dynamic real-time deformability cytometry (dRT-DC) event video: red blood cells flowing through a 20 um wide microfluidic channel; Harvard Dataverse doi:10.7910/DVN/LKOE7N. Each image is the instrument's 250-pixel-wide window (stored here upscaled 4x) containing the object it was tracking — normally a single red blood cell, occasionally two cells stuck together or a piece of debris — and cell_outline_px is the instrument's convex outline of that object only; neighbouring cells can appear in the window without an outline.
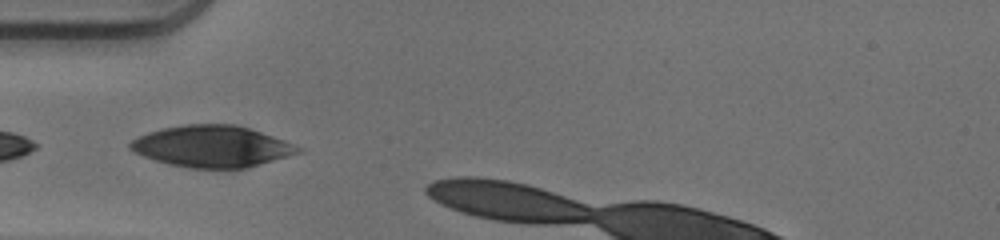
{"species": "human", "species_latin": "Homo sapiens", "temperature_condition": "warm", "stored_images_in_passage": 3, "camera_frame_rate_fps": 3000, "um_per_image_px": 0.085, "donor": {"sex": "male"}, "frame": {"image": 1, "passage_image": 1, "time_ms": 0.0, "image_size_px": [1000, 240], "cell_outline_px": [[304, 152], [260, 164], [244, 168], [188, 168], [168, 164], [144, 156], [128, 148], [128, 144], [132, 140], [148, 132], [160, 128], [184, 124], [236, 124], [284, 140], [300, 148]], "centroid_in_image_um": [18.0, 12.44], "position_along_channel_um": 67.0, "area_um2": 40.4}}